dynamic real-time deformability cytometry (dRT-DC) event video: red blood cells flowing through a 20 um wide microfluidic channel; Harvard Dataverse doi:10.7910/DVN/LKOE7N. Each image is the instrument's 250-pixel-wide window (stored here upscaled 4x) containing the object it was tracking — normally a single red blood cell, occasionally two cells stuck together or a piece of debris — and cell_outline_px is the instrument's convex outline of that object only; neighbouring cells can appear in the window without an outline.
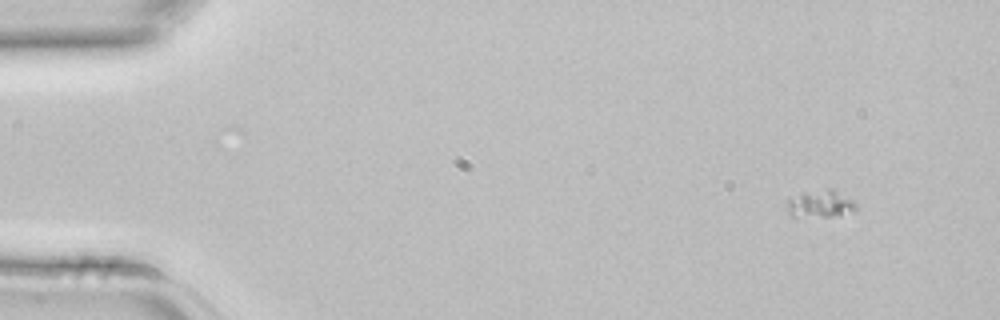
{"species": "common noctule bat (a hibernating species)", "species_latin": "Nyctalus noctula", "temperature_condition": "room temperature", "stored_images_in_passage": 3, "camera_frame_rate_fps": 3000, "um_per_image_px": 0.085, "animal": {"sex": "female", "body_mass_g": 22.7, "forearm_length_mm": 54.2}, "frame": {"image": 1, "passage_image": 1, "time_ms": 0.0, "image_size_px": [1000, 320], "cell_outline_px": [[856, 208], [852, 212], [840, 216], [792, 216], [788, 212], [788, 200], [804, 192], [828, 188], [832, 188], [852, 200], [856, 204]], "centroid_in_image_um": [69.77, 17.33], "position_along_channel_um": 15.2, "area_um2": 10.81}}